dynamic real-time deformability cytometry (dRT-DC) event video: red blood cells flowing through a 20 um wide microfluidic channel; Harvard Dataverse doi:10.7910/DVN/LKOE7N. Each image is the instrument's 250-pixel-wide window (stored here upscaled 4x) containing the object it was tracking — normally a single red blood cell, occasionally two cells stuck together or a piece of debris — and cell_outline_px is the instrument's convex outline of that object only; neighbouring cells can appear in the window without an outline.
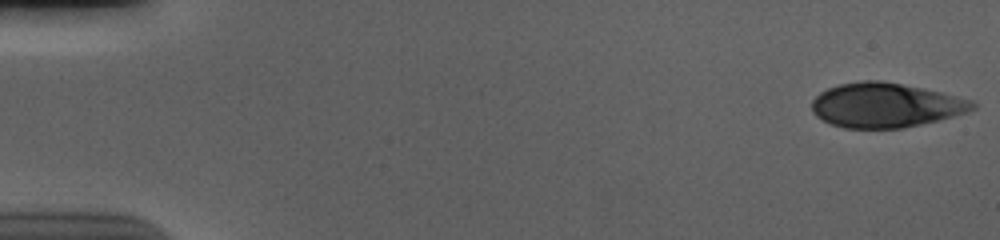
{"species": "human", "species_latin": "Homo sapiens", "temperature_condition": "cold", "stored_images_in_passage": 55, "camera_frame_rate_fps": 3000, "um_per_image_px": 0.085, "donor": {"sex": "male"}, "frame": {"image": 1, "passage_image": 1, "time_ms": 0.0, "image_size_px": [1000, 240], "cell_outline_px": [[976, 108], [968, 112], [904, 128], [844, 128], [832, 124], [816, 116], [812, 112], [812, 100], [820, 92], [828, 88], [840, 84], [864, 80], [880, 80], [924, 88], [972, 100], [976, 104]], "centroid_in_image_um": [75.26, 8.94], "position_along_channel_um": 9.7, "area_um2": 41.5}}
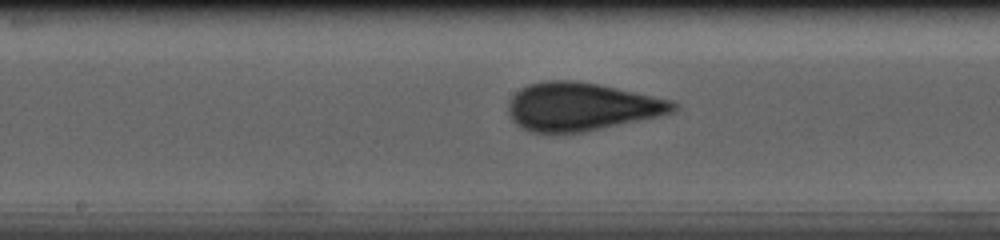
{"frame": {"image": 2, "passage_image": 29, "time_ms": 9.333, "image_size_px": [1000, 240], "cell_outline_px": [[680, 108], [676, 112], [660, 116], [584, 132], [528, 132], [520, 128], [512, 120], [508, 112], [508, 100], [520, 88], [528, 84], [548, 80], [572, 80], [596, 84], [616, 88], [672, 100], [680, 104]], "centroid_in_image_um": [49.42, 9.07], "position_along_channel_um": 198.8, "area_um2": 46.47}}
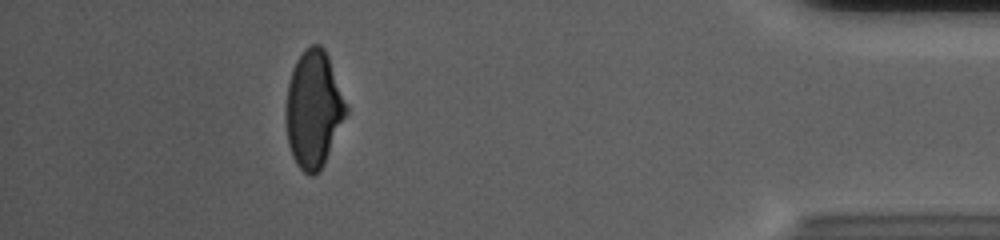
{"frame": {"image": 3, "passage_image": 50, "time_ms": 16.333, "image_size_px": [1000, 240], "cell_outline_px": [[348, 112], [324, 164], [320, 172], [312, 176], [308, 176], [296, 164], [292, 156], [288, 144], [288, 84], [292, 68], [296, 60], [304, 48], [312, 44], [320, 44], [324, 48], [328, 56], [348, 104]], "centroid_in_image_um": [26.69, 9.27], "position_along_channel_um": 408.5, "area_um2": 40.86}, "authors_computed_cell_mechanics": {"area_um2": 44.1014, "velocity_mm_per_s": 3.7017, "shape_relaxation_time_tau1_ms": 4.785, "shape_relaxation_time_tau2_ms": 0.8374, "deformation_change_tau1": 0.1569, "deformation_change_tau2": 0.0519}}